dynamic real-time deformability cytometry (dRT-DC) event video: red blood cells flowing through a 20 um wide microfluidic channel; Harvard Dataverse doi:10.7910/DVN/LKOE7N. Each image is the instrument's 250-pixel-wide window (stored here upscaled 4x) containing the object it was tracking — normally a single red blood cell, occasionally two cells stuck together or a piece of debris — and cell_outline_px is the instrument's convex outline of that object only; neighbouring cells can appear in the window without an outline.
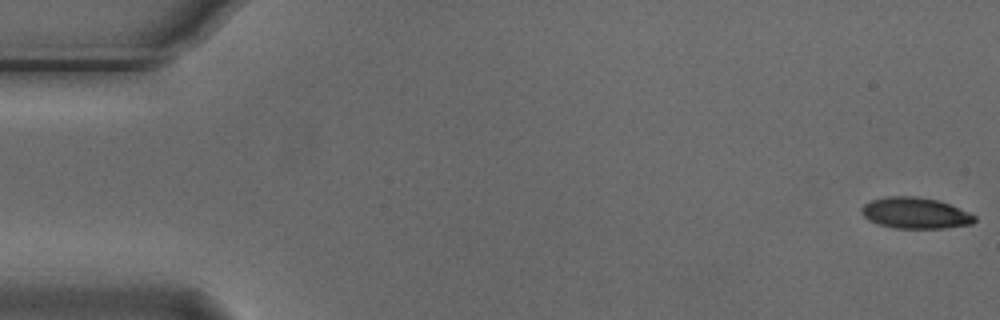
{"species": "Egyptian fruit bat (a non-hibernating species)", "species_latin": "Rousettus aegyptiacus", "temperature_condition": "cold", "stored_images_in_passage": 5, "camera_frame_rate_fps": 3000, "um_per_image_px": 0.085, "animal": {"sex": "male"}, "frame": {"image": 1, "passage_image": 1, "time_ms": 0.0, "image_size_px": [1000, 320], "cell_outline_px": [[976, 220], [972, 224], [944, 228], [896, 228], [880, 224], [868, 220], [860, 212], [860, 208], [864, 204], [872, 200], [888, 196], [916, 196], [936, 200], [948, 204], [968, 212], [976, 216]], "centroid_in_image_um": [77.78, 18.11], "position_along_channel_um": 7.2, "area_um2": 20.35}}
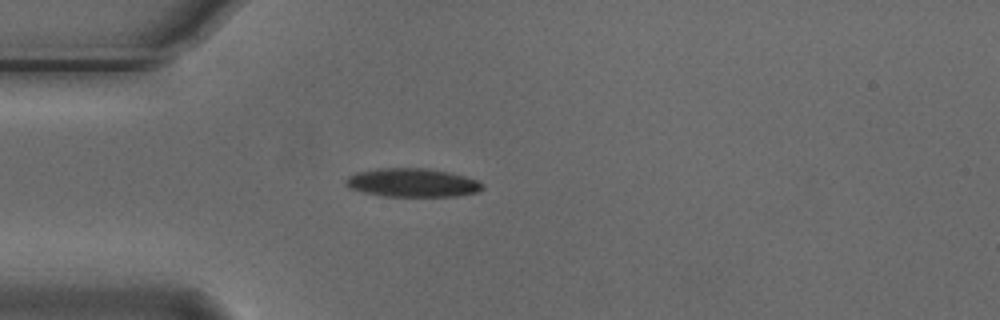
{"frame": {"image": 2, "passage_image": 5, "time_ms": 1.333, "image_size_px": [1000, 320], "cell_outline_px": [[484, 188], [476, 192], [456, 196], [384, 196], [364, 192], [348, 188], [344, 184], [344, 180], [348, 176], [356, 172], [376, 168], [428, 168], [448, 172], [464, 176], [476, 180], [484, 184]], "centroid_in_image_um": [35.0, 15.52], "position_along_channel_um": 50.0, "area_um2": 22.83}}